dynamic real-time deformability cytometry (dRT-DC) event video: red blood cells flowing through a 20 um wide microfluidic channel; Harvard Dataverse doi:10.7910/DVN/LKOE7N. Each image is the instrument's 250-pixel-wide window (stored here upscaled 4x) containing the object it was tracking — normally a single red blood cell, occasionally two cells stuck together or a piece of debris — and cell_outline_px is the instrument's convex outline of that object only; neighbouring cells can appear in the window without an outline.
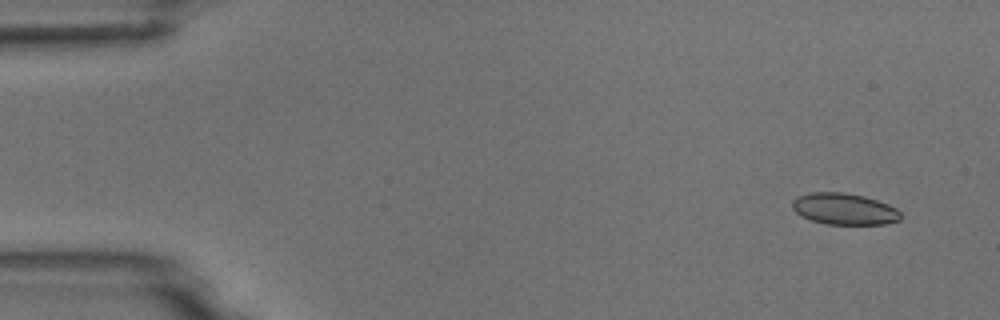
{"species": "common noctule bat (a hibernating species)", "species_latin": "Nyctalus noctula", "temperature_condition": "room temperature", "stored_images_in_passage": 6, "camera_frame_rate_fps": 3000, "um_per_image_px": 0.085, "animal": {"sex": "male", "body_mass_g": 18.8}, "frame": {"image": 1, "passage_image": 1, "time_ms": 0.0, "image_size_px": [1000, 320], "cell_outline_px": [[900, 220], [884, 224], [824, 224], [812, 220], [796, 212], [792, 208], [792, 200], [796, 196], [812, 192], [844, 192], [864, 196], [888, 204], [896, 208], [900, 212]], "centroid_in_image_um": [71.75, 17.75], "position_along_channel_um": 13.3, "area_um2": 19.83}}
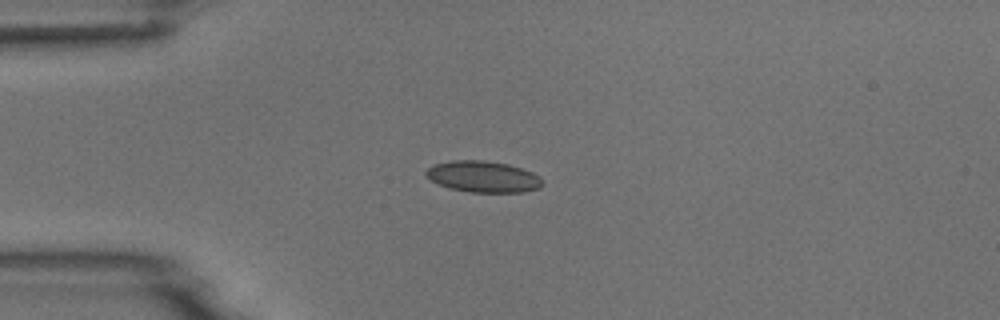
{"frame": {"image": 2, "passage_image": 4, "time_ms": 3.333, "image_size_px": [1000, 320], "cell_outline_px": [[544, 184], [540, 188], [524, 192], [472, 192], [448, 188], [436, 184], [424, 172], [432, 164], [452, 160], [484, 160], [508, 164], [532, 172], [540, 176]], "centroid_in_image_um": [41.07, 15.01], "position_along_channel_um": 43.9, "area_um2": 21.39}}
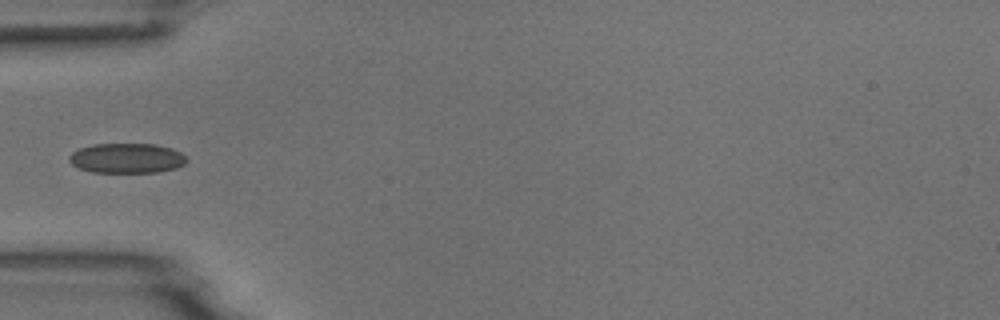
{"frame": {"image": 3, "passage_image": 5, "time_ms": 4.667, "image_size_px": [1000, 320], "cell_outline_px": [[188, 160], [184, 164], [176, 168], [160, 172], [92, 172], [80, 168], [72, 164], [68, 160], [68, 156], [72, 152], [80, 148], [92, 144], [152, 144], [172, 148], [180, 152]], "centroid_in_image_um": [10.77, 13.44], "position_along_channel_um": 74.2, "area_um2": 20.46}}